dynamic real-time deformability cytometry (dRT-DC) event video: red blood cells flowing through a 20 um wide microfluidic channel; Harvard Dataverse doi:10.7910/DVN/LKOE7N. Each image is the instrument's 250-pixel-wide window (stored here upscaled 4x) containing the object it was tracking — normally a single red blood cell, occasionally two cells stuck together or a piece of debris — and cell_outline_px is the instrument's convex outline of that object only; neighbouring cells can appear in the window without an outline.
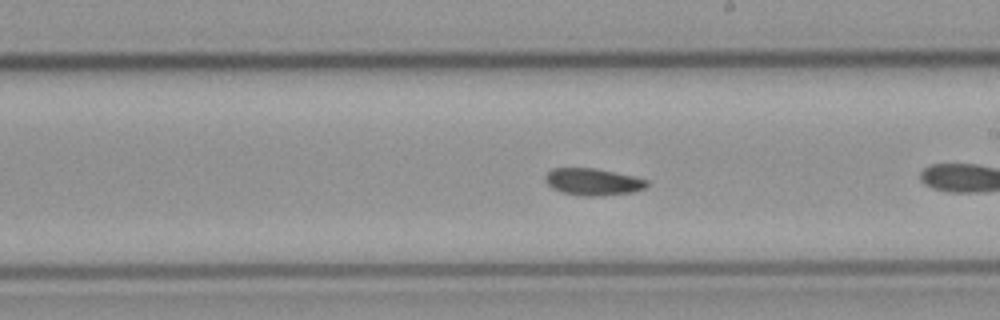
{"species": "common noctule bat (a hibernating species)", "species_latin": "Nyctalus noctula", "temperature_condition": "cold", "stored_images_in_passage": 23, "camera_frame_rate_fps": 3000, "um_per_image_px": 0.085, "animal": {"sex": "male", "body_mass_g": 23.1, "forearm_length_mm": 52.7}, "frame": {"image": 1, "passage_image": 17, "time_ms": 5.333, "image_size_px": [1000, 320], "cell_outline_px": [[648, 184], [644, 188], [632, 192], [600, 196], [580, 196], [560, 192], [552, 188], [544, 180], [544, 176], [552, 168], [592, 168], [632, 176], [648, 180]], "centroid_in_image_um": [50.35, 15.47], "position_along_channel_um": 238.7, "area_um2": 15.9}}